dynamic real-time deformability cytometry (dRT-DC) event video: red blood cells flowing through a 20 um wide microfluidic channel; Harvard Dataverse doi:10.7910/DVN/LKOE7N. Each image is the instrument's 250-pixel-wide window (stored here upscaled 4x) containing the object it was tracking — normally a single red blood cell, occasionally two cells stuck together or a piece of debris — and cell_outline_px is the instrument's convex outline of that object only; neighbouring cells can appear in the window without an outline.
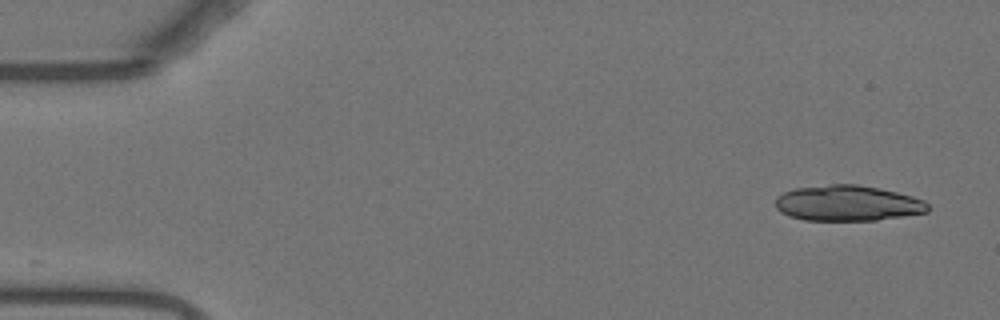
{"species": "Egyptian fruit bat (a non-hibernating species)", "species_latin": "Rousettus aegyptiacus", "temperature_condition": "warm", "stored_images_in_passage": 17, "camera_frame_rate_fps": 3000, "um_per_image_px": 0.085, "animal": {"sex": "female"}, "frame": {"image": 1, "passage_image": 1, "time_ms": 0.0, "image_size_px": [1000, 320], "cell_outline_px": [[928, 212], [876, 220], [804, 220], [788, 216], [780, 212], [776, 208], [776, 196], [784, 192], [796, 188], [828, 184], [856, 184], [896, 192], [912, 196], [924, 200], [928, 204]], "centroid_in_image_um": [72.02, 17.27], "position_along_channel_um": 13.0, "area_um2": 31.56}}